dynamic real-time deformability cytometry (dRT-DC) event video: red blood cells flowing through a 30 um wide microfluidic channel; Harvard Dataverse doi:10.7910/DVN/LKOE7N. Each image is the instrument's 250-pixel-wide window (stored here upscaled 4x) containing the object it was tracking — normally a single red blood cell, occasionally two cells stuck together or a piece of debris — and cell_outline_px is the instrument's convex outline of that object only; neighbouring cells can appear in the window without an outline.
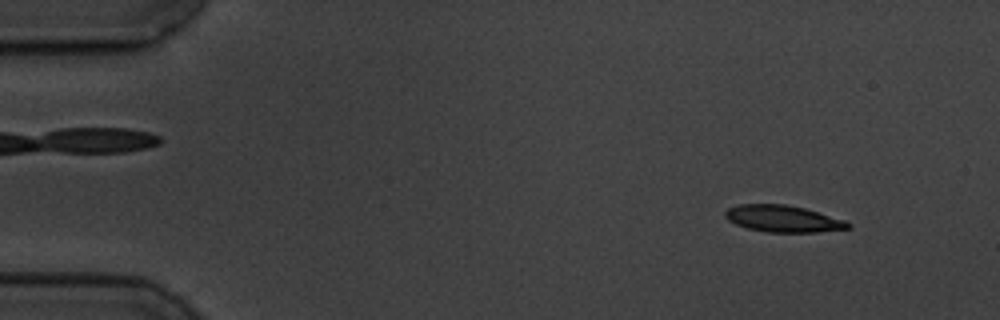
{"species": "common noctule bat (a hibernating species)", "species_latin": "Nyctalus noctula", "temperature_condition": "cold", "stored_images_in_passage": 58, "camera_frame_rate_fps": 3000, "um_per_image_px": 0.085, "animal": {"sex": "male", "body_mass_g": 19.5, "forearm_length_mm": 54.6}, "frame": {"image": 1, "passage_image": 6, "time_ms": 1.667, "image_size_px": [1000, 320], "cell_outline_px": [[852, 228], [816, 232], [768, 232], [748, 228], [736, 224], [728, 220], [724, 216], [724, 212], [728, 208], [740, 204], [784, 204], [804, 208], [844, 220], [852, 224]], "centroid_in_image_um": [66.55, 18.59], "position_along_channel_um": 18.4, "area_um2": 19.02}}
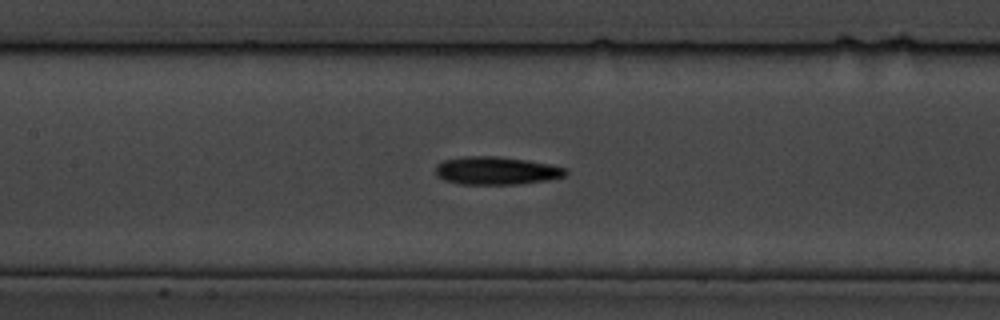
{"frame": {"image": 2, "passage_image": 27, "time_ms": 8.667, "image_size_px": [1000, 320], "cell_outline_px": [[568, 172], [564, 176], [552, 180], [520, 184], [460, 184], [444, 180], [436, 176], [436, 164], [444, 160], [464, 156], [500, 156], [528, 160], [568, 168]], "centroid_in_image_um": [42.21, 14.51], "position_along_channel_um": 165.2, "area_um2": 21.5}}
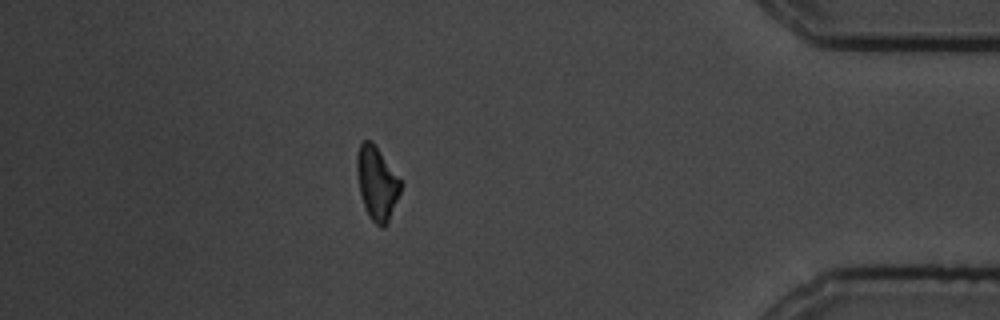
{"frame": {"image": 3, "passage_image": 51, "time_ms": 16.667, "image_size_px": [1000, 320], "cell_outline_px": [[404, 184], [388, 224], [384, 228], [380, 228], [368, 216], [360, 192], [356, 172], [356, 156], [360, 144], [364, 140], [372, 140]], "centroid_in_image_um": [32.06, 15.59], "position_along_channel_um": 403.1, "area_um2": 19.02}, "authors_computed_cell_mechanics": {"area_um2": 20.0566, "velocity_mm_per_s": 3.4779, "shape_relaxation_time_tau1_ms": 4.4156, "shape_relaxation_time_tau2_ms": 6.9879, "deformation_change_tau1": 0.1424, "deformation_change_tau2": 0.169}}